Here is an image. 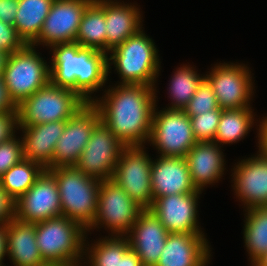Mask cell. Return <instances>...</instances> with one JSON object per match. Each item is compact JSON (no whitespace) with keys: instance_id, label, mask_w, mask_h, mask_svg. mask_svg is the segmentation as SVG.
<instances>
[{"instance_id":"ba28073f","label":"cell","mask_w":267,"mask_h":266,"mask_svg":"<svg viewBox=\"0 0 267 266\" xmlns=\"http://www.w3.org/2000/svg\"><path fill=\"white\" fill-rule=\"evenodd\" d=\"M143 208L132 200L115 181L103 180L100 183L97 213L93 223L86 229H107L110 236H126L136 222Z\"/></svg>"},{"instance_id":"b9f144b4","label":"cell","mask_w":267,"mask_h":266,"mask_svg":"<svg viewBox=\"0 0 267 266\" xmlns=\"http://www.w3.org/2000/svg\"><path fill=\"white\" fill-rule=\"evenodd\" d=\"M7 256V224L0 225V265H4L3 260Z\"/></svg>"},{"instance_id":"8d00e7d4","label":"cell","mask_w":267,"mask_h":266,"mask_svg":"<svg viewBox=\"0 0 267 266\" xmlns=\"http://www.w3.org/2000/svg\"><path fill=\"white\" fill-rule=\"evenodd\" d=\"M16 218L15 200L0 184V225L8 224Z\"/></svg>"},{"instance_id":"7c38bea8","label":"cell","mask_w":267,"mask_h":266,"mask_svg":"<svg viewBox=\"0 0 267 266\" xmlns=\"http://www.w3.org/2000/svg\"><path fill=\"white\" fill-rule=\"evenodd\" d=\"M125 145L100 120L74 165L81 173L99 181L111 180Z\"/></svg>"},{"instance_id":"7a4b0ae2","label":"cell","mask_w":267,"mask_h":266,"mask_svg":"<svg viewBox=\"0 0 267 266\" xmlns=\"http://www.w3.org/2000/svg\"><path fill=\"white\" fill-rule=\"evenodd\" d=\"M49 49L52 53L50 82L71 89L87 103H92L97 98L94 92L103 91L109 80L107 54L82 48L76 42L56 44Z\"/></svg>"},{"instance_id":"30bf717a","label":"cell","mask_w":267,"mask_h":266,"mask_svg":"<svg viewBox=\"0 0 267 266\" xmlns=\"http://www.w3.org/2000/svg\"><path fill=\"white\" fill-rule=\"evenodd\" d=\"M250 67L243 63L214 64L211 71L206 72L209 82L222 110L252 108L254 96L253 74ZM254 90V91H253Z\"/></svg>"},{"instance_id":"ffe728a7","label":"cell","mask_w":267,"mask_h":266,"mask_svg":"<svg viewBox=\"0 0 267 266\" xmlns=\"http://www.w3.org/2000/svg\"><path fill=\"white\" fill-rule=\"evenodd\" d=\"M151 164L153 200L172 194L198 191L194 186L185 157L157 156Z\"/></svg>"},{"instance_id":"8fae6325","label":"cell","mask_w":267,"mask_h":266,"mask_svg":"<svg viewBox=\"0 0 267 266\" xmlns=\"http://www.w3.org/2000/svg\"><path fill=\"white\" fill-rule=\"evenodd\" d=\"M144 146H125L116 164L112 180L143 209L153 204L151 164L153 159Z\"/></svg>"},{"instance_id":"e575fe53","label":"cell","mask_w":267,"mask_h":266,"mask_svg":"<svg viewBox=\"0 0 267 266\" xmlns=\"http://www.w3.org/2000/svg\"><path fill=\"white\" fill-rule=\"evenodd\" d=\"M26 45L14 26L0 21V50L10 55L22 50Z\"/></svg>"},{"instance_id":"603a6c76","label":"cell","mask_w":267,"mask_h":266,"mask_svg":"<svg viewBox=\"0 0 267 266\" xmlns=\"http://www.w3.org/2000/svg\"><path fill=\"white\" fill-rule=\"evenodd\" d=\"M66 121L48 122L32 126H19L22 131L24 159L48 169L53 164L54 149L64 131Z\"/></svg>"},{"instance_id":"60d3db41","label":"cell","mask_w":267,"mask_h":266,"mask_svg":"<svg viewBox=\"0 0 267 266\" xmlns=\"http://www.w3.org/2000/svg\"><path fill=\"white\" fill-rule=\"evenodd\" d=\"M120 266H143L137 254L129 248L122 257H120Z\"/></svg>"},{"instance_id":"5bb4252c","label":"cell","mask_w":267,"mask_h":266,"mask_svg":"<svg viewBox=\"0 0 267 266\" xmlns=\"http://www.w3.org/2000/svg\"><path fill=\"white\" fill-rule=\"evenodd\" d=\"M16 219L37 223L62 216L61 199L54 175L47 169L16 201Z\"/></svg>"},{"instance_id":"52a82bcc","label":"cell","mask_w":267,"mask_h":266,"mask_svg":"<svg viewBox=\"0 0 267 266\" xmlns=\"http://www.w3.org/2000/svg\"><path fill=\"white\" fill-rule=\"evenodd\" d=\"M36 48L27 44L8 56L3 77L17 105L50 82V65Z\"/></svg>"},{"instance_id":"f1b7e54d","label":"cell","mask_w":267,"mask_h":266,"mask_svg":"<svg viewBox=\"0 0 267 266\" xmlns=\"http://www.w3.org/2000/svg\"><path fill=\"white\" fill-rule=\"evenodd\" d=\"M254 118L252 108L222 110L214 142L222 147L223 144L238 143L254 128V123L257 125Z\"/></svg>"},{"instance_id":"e0dca14e","label":"cell","mask_w":267,"mask_h":266,"mask_svg":"<svg viewBox=\"0 0 267 266\" xmlns=\"http://www.w3.org/2000/svg\"><path fill=\"white\" fill-rule=\"evenodd\" d=\"M234 165L231 186L244 210L267 206V156L257 151Z\"/></svg>"},{"instance_id":"7bdbcfd3","label":"cell","mask_w":267,"mask_h":266,"mask_svg":"<svg viewBox=\"0 0 267 266\" xmlns=\"http://www.w3.org/2000/svg\"><path fill=\"white\" fill-rule=\"evenodd\" d=\"M9 54L5 51L0 50V74H3V71L6 66V62L8 59Z\"/></svg>"},{"instance_id":"74e56055","label":"cell","mask_w":267,"mask_h":266,"mask_svg":"<svg viewBox=\"0 0 267 266\" xmlns=\"http://www.w3.org/2000/svg\"><path fill=\"white\" fill-rule=\"evenodd\" d=\"M6 112H18V105L10 97L3 74H0V114Z\"/></svg>"},{"instance_id":"ee69618b","label":"cell","mask_w":267,"mask_h":266,"mask_svg":"<svg viewBox=\"0 0 267 266\" xmlns=\"http://www.w3.org/2000/svg\"><path fill=\"white\" fill-rule=\"evenodd\" d=\"M253 266H267V252Z\"/></svg>"},{"instance_id":"2e32d148","label":"cell","mask_w":267,"mask_h":266,"mask_svg":"<svg viewBox=\"0 0 267 266\" xmlns=\"http://www.w3.org/2000/svg\"><path fill=\"white\" fill-rule=\"evenodd\" d=\"M202 191L172 194L153 200L149 210L154 213L168 233L204 234L198 220V202Z\"/></svg>"},{"instance_id":"ab89813d","label":"cell","mask_w":267,"mask_h":266,"mask_svg":"<svg viewBox=\"0 0 267 266\" xmlns=\"http://www.w3.org/2000/svg\"><path fill=\"white\" fill-rule=\"evenodd\" d=\"M263 118V119H262ZM261 121L257 120V123H259L257 126V134L256 137H258V152H260L262 155L267 156V116L262 117Z\"/></svg>"},{"instance_id":"4316f807","label":"cell","mask_w":267,"mask_h":266,"mask_svg":"<svg viewBox=\"0 0 267 266\" xmlns=\"http://www.w3.org/2000/svg\"><path fill=\"white\" fill-rule=\"evenodd\" d=\"M245 211L243 239L253 266L267 252V206Z\"/></svg>"},{"instance_id":"f35d334b","label":"cell","mask_w":267,"mask_h":266,"mask_svg":"<svg viewBox=\"0 0 267 266\" xmlns=\"http://www.w3.org/2000/svg\"><path fill=\"white\" fill-rule=\"evenodd\" d=\"M18 0H0V21L14 25Z\"/></svg>"},{"instance_id":"d6986e66","label":"cell","mask_w":267,"mask_h":266,"mask_svg":"<svg viewBox=\"0 0 267 266\" xmlns=\"http://www.w3.org/2000/svg\"><path fill=\"white\" fill-rule=\"evenodd\" d=\"M208 243L205 234L169 233L156 266H208Z\"/></svg>"},{"instance_id":"44dd1931","label":"cell","mask_w":267,"mask_h":266,"mask_svg":"<svg viewBox=\"0 0 267 266\" xmlns=\"http://www.w3.org/2000/svg\"><path fill=\"white\" fill-rule=\"evenodd\" d=\"M222 146L214 141H197L186 154L191 180L197 190L218 183L224 175L226 161Z\"/></svg>"},{"instance_id":"3957f363","label":"cell","mask_w":267,"mask_h":266,"mask_svg":"<svg viewBox=\"0 0 267 266\" xmlns=\"http://www.w3.org/2000/svg\"><path fill=\"white\" fill-rule=\"evenodd\" d=\"M158 52L143 28L107 54L108 76L114 65L120 84H142L156 89L161 69Z\"/></svg>"},{"instance_id":"d4e9b609","label":"cell","mask_w":267,"mask_h":266,"mask_svg":"<svg viewBox=\"0 0 267 266\" xmlns=\"http://www.w3.org/2000/svg\"><path fill=\"white\" fill-rule=\"evenodd\" d=\"M106 28L105 0H93L82 16L75 42L106 53Z\"/></svg>"},{"instance_id":"d6a6232c","label":"cell","mask_w":267,"mask_h":266,"mask_svg":"<svg viewBox=\"0 0 267 266\" xmlns=\"http://www.w3.org/2000/svg\"><path fill=\"white\" fill-rule=\"evenodd\" d=\"M222 109L218 108L190 117L192 130L197 141H214Z\"/></svg>"},{"instance_id":"484cf974","label":"cell","mask_w":267,"mask_h":266,"mask_svg":"<svg viewBox=\"0 0 267 266\" xmlns=\"http://www.w3.org/2000/svg\"><path fill=\"white\" fill-rule=\"evenodd\" d=\"M54 0H18L14 27L26 44H31L40 34L43 23Z\"/></svg>"},{"instance_id":"d590c367","label":"cell","mask_w":267,"mask_h":266,"mask_svg":"<svg viewBox=\"0 0 267 266\" xmlns=\"http://www.w3.org/2000/svg\"><path fill=\"white\" fill-rule=\"evenodd\" d=\"M18 130V112L0 114V144L16 136Z\"/></svg>"},{"instance_id":"4fadbf2b","label":"cell","mask_w":267,"mask_h":266,"mask_svg":"<svg viewBox=\"0 0 267 266\" xmlns=\"http://www.w3.org/2000/svg\"><path fill=\"white\" fill-rule=\"evenodd\" d=\"M93 0H54L39 36L30 44L50 48L75 42L82 16Z\"/></svg>"},{"instance_id":"6da1fadb","label":"cell","mask_w":267,"mask_h":266,"mask_svg":"<svg viewBox=\"0 0 267 266\" xmlns=\"http://www.w3.org/2000/svg\"><path fill=\"white\" fill-rule=\"evenodd\" d=\"M110 86L105 88L102 97L92 101L100 120L125 146H145L151 136L153 113L158 102L155 87L118 82Z\"/></svg>"},{"instance_id":"1f68e13d","label":"cell","mask_w":267,"mask_h":266,"mask_svg":"<svg viewBox=\"0 0 267 266\" xmlns=\"http://www.w3.org/2000/svg\"><path fill=\"white\" fill-rule=\"evenodd\" d=\"M218 108L217 97L209 82L204 78L199 84L196 93L184 107L183 111L189 117H192Z\"/></svg>"},{"instance_id":"836d02e7","label":"cell","mask_w":267,"mask_h":266,"mask_svg":"<svg viewBox=\"0 0 267 266\" xmlns=\"http://www.w3.org/2000/svg\"><path fill=\"white\" fill-rule=\"evenodd\" d=\"M24 159L21 137L14 136L0 144V177Z\"/></svg>"},{"instance_id":"9a60e30c","label":"cell","mask_w":267,"mask_h":266,"mask_svg":"<svg viewBox=\"0 0 267 266\" xmlns=\"http://www.w3.org/2000/svg\"><path fill=\"white\" fill-rule=\"evenodd\" d=\"M99 121V111L92 103H87L68 119L62 135L57 140L53 164L49 168L74 166Z\"/></svg>"},{"instance_id":"4dcf8cb0","label":"cell","mask_w":267,"mask_h":266,"mask_svg":"<svg viewBox=\"0 0 267 266\" xmlns=\"http://www.w3.org/2000/svg\"><path fill=\"white\" fill-rule=\"evenodd\" d=\"M44 170L40 164L23 159L0 177V184L16 201L29 190Z\"/></svg>"},{"instance_id":"ac0fdd59","label":"cell","mask_w":267,"mask_h":266,"mask_svg":"<svg viewBox=\"0 0 267 266\" xmlns=\"http://www.w3.org/2000/svg\"><path fill=\"white\" fill-rule=\"evenodd\" d=\"M168 234L159 218L149 209H143L126 237L143 266H156Z\"/></svg>"},{"instance_id":"8992f818","label":"cell","mask_w":267,"mask_h":266,"mask_svg":"<svg viewBox=\"0 0 267 266\" xmlns=\"http://www.w3.org/2000/svg\"><path fill=\"white\" fill-rule=\"evenodd\" d=\"M86 104L75 91L49 82L18 105L19 126L67 121Z\"/></svg>"},{"instance_id":"9c48e42d","label":"cell","mask_w":267,"mask_h":266,"mask_svg":"<svg viewBox=\"0 0 267 266\" xmlns=\"http://www.w3.org/2000/svg\"><path fill=\"white\" fill-rule=\"evenodd\" d=\"M156 104L149 144L163 157H185L196 144L190 117L178 109L158 110Z\"/></svg>"},{"instance_id":"f546056e","label":"cell","mask_w":267,"mask_h":266,"mask_svg":"<svg viewBox=\"0 0 267 266\" xmlns=\"http://www.w3.org/2000/svg\"><path fill=\"white\" fill-rule=\"evenodd\" d=\"M195 68L190 64H183L173 72L168 85V95H170L168 97L171 103L166 109L183 110L196 93L199 84L205 78V74L200 75Z\"/></svg>"},{"instance_id":"5b68a950","label":"cell","mask_w":267,"mask_h":266,"mask_svg":"<svg viewBox=\"0 0 267 266\" xmlns=\"http://www.w3.org/2000/svg\"><path fill=\"white\" fill-rule=\"evenodd\" d=\"M55 177L61 199L62 216L87 229L97 213L100 183L81 173L75 166L48 168Z\"/></svg>"},{"instance_id":"7402d4cb","label":"cell","mask_w":267,"mask_h":266,"mask_svg":"<svg viewBox=\"0 0 267 266\" xmlns=\"http://www.w3.org/2000/svg\"><path fill=\"white\" fill-rule=\"evenodd\" d=\"M140 9L137 3L105 0L106 54L144 28Z\"/></svg>"},{"instance_id":"83f0119b","label":"cell","mask_w":267,"mask_h":266,"mask_svg":"<svg viewBox=\"0 0 267 266\" xmlns=\"http://www.w3.org/2000/svg\"><path fill=\"white\" fill-rule=\"evenodd\" d=\"M87 239L86 235L83 261L88 262L82 263L81 266H120V257L130 248L126 236L105 235L91 244Z\"/></svg>"},{"instance_id":"cb8c5ba5","label":"cell","mask_w":267,"mask_h":266,"mask_svg":"<svg viewBox=\"0 0 267 266\" xmlns=\"http://www.w3.org/2000/svg\"><path fill=\"white\" fill-rule=\"evenodd\" d=\"M7 257L14 266H46L36 243L35 223L11 220L7 224Z\"/></svg>"},{"instance_id":"277c9868","label":"cell","mask_w":267,"mask_h":266,"mask_svg":"<svg viewBox=\"0 0 267 266\" xmlns=\"http://www.w3.org/2000/svg\"><path fill=\"white\" fill-rule=\"evenodd\" d=\"M36 243L48 265L81 266L86 229L78 222L59 216L35 223Z\"/></svg>"}]
</instances>
